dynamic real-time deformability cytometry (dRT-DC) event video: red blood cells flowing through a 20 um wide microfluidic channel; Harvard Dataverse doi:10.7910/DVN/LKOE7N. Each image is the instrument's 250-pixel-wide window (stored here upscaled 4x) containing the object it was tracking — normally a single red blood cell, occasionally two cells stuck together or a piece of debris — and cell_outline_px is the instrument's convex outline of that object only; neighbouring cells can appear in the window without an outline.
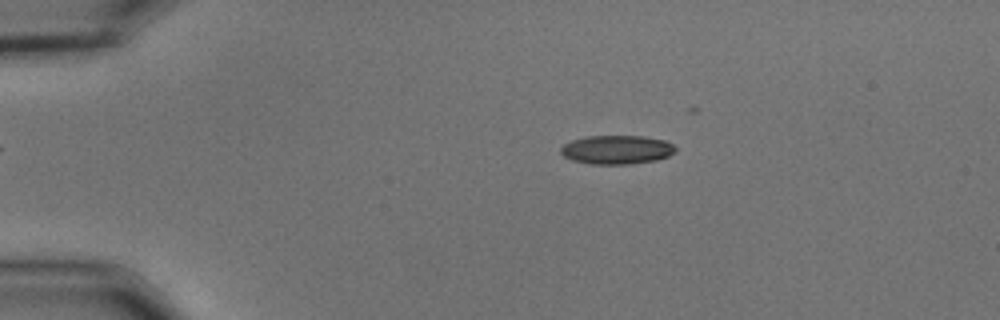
{"species": "common noctule bat (a hibernating species)", "species_latin": "Nyctalus noctula", "temperature_condition": "cold", "stored_images_in_passage": 27, "camera_frame_rate_fps": 3000, "um_per_image_px": 0.085, "animal": {"sex": "male", "body_mass_g": 15.6}, "frame": {"image": 1, "passage_image": 11, "time_ms": 3.333, "image_size_px": [1000, 320], "cell_outline_px": [[676, 152], [668, 156], [656, 160], [632, 164], [592, 164], [572, 160], [564, 156], [560, 152], [560, 148], [564, 144], [572, 140], [588, 136], [640, 136], [664, 140], [672, 144], [676, 148]], "centroid_in_image_um": [52.43, 12.73], "position_along_channel_um": 32.6, "area_um2": 19.25}}
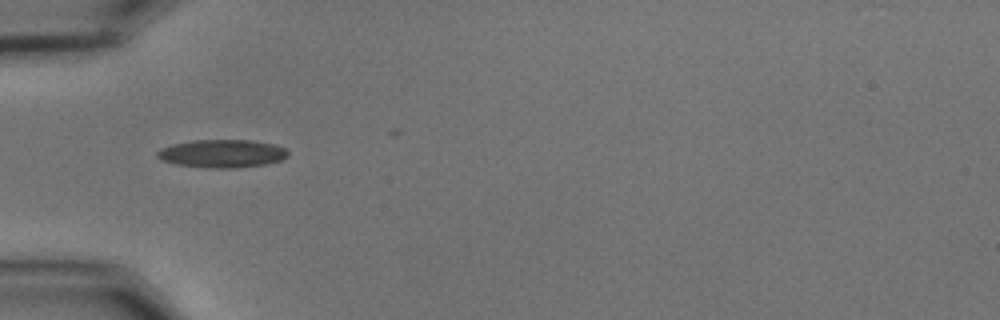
{"frame": {"image": 2, "passage_image": 18, "time_ms": 5.667, "image_size_px": [1000, 320], "cell_outline_px": [[288, 156], [280, 160], [264, 164], [236, 168], [208, 168], [176, 164], [164, 160], [156, 156], [156, 152], [160, 148], [172, 144], [192, 140], [252, 140], [272, 144], [284, 148], [288, 152]], "centroid_in_image_um": [18.85, 13.05], "position_along_channel_um": 66.1, "area_um2": 21.27}}